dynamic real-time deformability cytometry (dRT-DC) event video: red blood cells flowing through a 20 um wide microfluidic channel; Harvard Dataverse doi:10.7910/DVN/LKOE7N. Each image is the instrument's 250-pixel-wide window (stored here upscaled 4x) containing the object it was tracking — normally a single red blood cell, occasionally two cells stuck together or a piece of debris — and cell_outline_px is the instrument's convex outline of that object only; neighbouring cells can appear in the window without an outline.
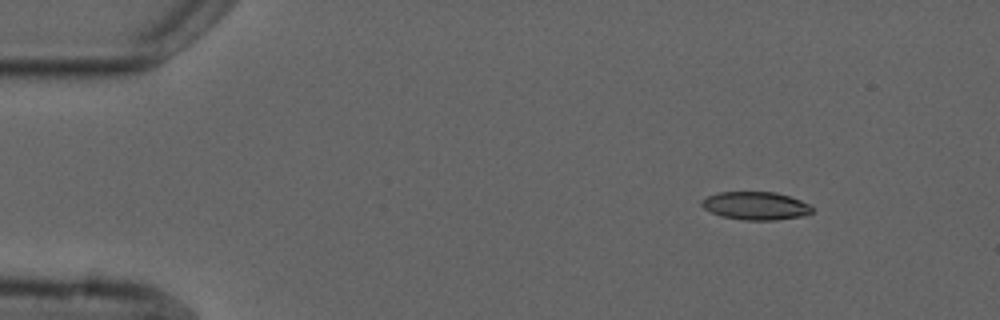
{"species": "common noctule bat (a hibernating species)", "species_latin": "Nyctalus noctula", "temperature_condition": "cold", "stored_images_in_passage": 4, "camera_frame_rate_fps": 3000, "um_per_image_px": 0.085, "animal": {"sex": "male", "forearm_length_mm": 52.5}, "frame": {"image": 1, "passage_image": 1, "time_ms": 0.0, "image_size_px": [1000, 320], "cell_outline_px": [[812, 212], [804, 216], [776, 220], [744, 220], [720, 216], [704, 208], [700, 204], [700, 200], [716, 192], [776, 192], [812, 204]], "centroid_in_image_um": [64.23, 17.49], "position_along_channel_um": 20.8, "area_um2": 18.21}}
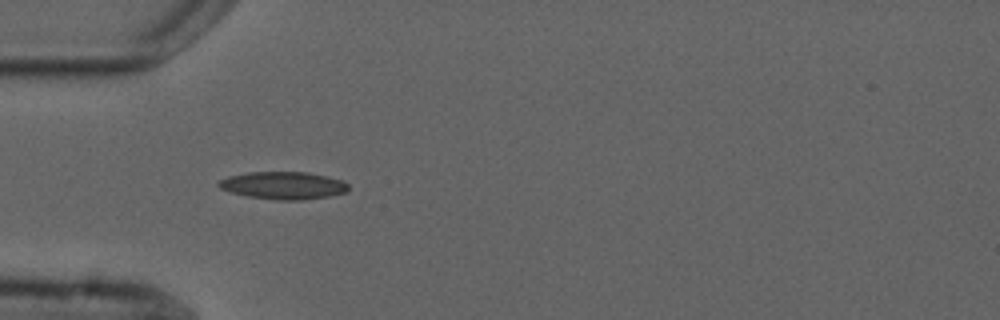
{"frame": {"image": 2, "passage_image": 3, "time_ms": 3.333, "image_size_px": [1000, 320], "cell_outline_px": [[348, 192], [332, 196], [300, 200], [276, 200], [248, 196], [232, 192], [220, 188], [216, 184], [220, 180], [228, 176], [248, 172], [308, 172], [328, 176], [344, 180], [348, 184]], "centroid_in_image_um": [24.13, 15.76], "position_along_channel_um": 60.9, "area_um2": 20.98}}
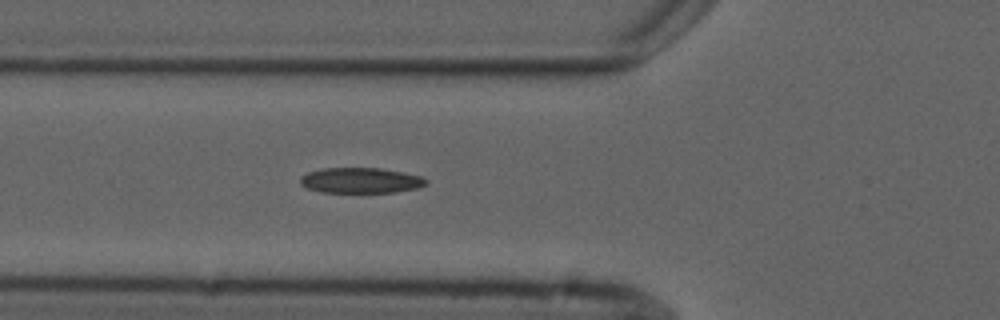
{"frame": {"image": 3, "passage_image": 4, "time_ms": 4.333, "image_size_px": [1000, 320], "cell_outline_px": [[428, 184], [420, 188], [396, 192], [320, 192], [308, 188], [300, 184], [300, 176], [308, 172], [320, 168], [380, 168], [404, 172], [420, 176], [428, 180]], "centroid_in_image_um": [30.68, 15.33], "position_along_channel_um": 95.1, "area_um2": 18.84}}